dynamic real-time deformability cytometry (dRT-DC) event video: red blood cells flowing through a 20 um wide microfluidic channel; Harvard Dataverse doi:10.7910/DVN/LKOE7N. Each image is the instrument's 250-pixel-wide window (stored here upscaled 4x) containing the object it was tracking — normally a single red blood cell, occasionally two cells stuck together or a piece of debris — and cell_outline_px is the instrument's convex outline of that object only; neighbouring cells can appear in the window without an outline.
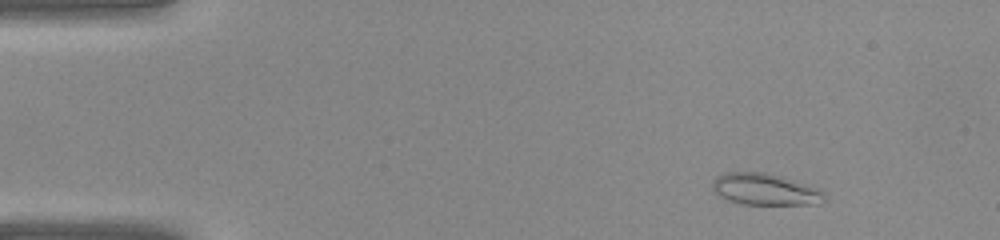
{"species": "common noctule bat (a hibernating species)", "species_latin": "Nyctalus noctula", "temperature_condition": "warm", "stored_images_in_passage": 8, "camera_frame_rate_fps": 3000, "um_per_image_px": 0.085, "animal": {"sex": "female", "body_mass_g": 22.0, "forearm_length_mm": 56.7}, "frame": {"image": 1, "passage_image": 1, "time_ms": 0.0, "image_size_px": [1000, 240], "cell_outline_px": [[824, 200], [820, 204], [740, 204], [728, 200], [720, 196], [712, 188], [712, 180], [716, 176], [724, 172], [764, 172], [780, 176], [820, 188], [824, 192]], "centroid_in_image_um": [65.02, 16.09], "position_along_channel_um": 20.0, "area_um2": 20.69}}